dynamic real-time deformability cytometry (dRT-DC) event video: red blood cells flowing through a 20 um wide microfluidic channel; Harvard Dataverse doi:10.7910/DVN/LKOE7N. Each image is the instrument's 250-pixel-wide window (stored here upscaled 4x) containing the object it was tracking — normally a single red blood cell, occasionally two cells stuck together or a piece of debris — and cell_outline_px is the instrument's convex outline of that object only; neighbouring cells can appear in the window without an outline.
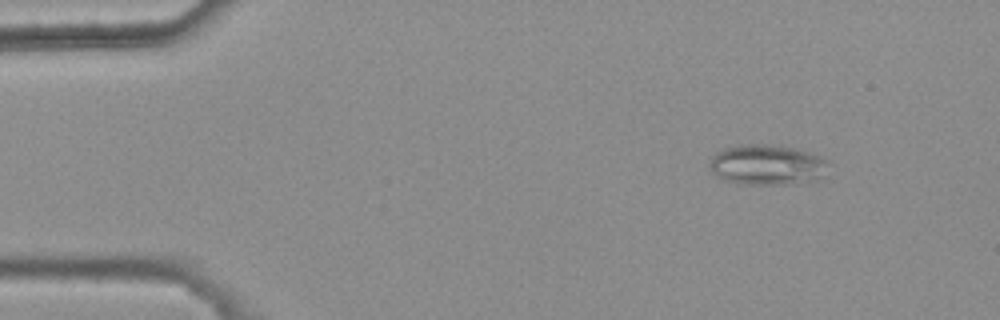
{"species": "common noctule bat (a hibernating species)", "species_latin": "Nyctalus noctula", "temperature_condition": "warm", "stored_images_in_passage": 4, "camera_frame_rate_fps": 3000, "um_per_image_px": 0.085, "animal": {"sex": "female", "body_mass_g": 25.1}, "frame": {"image": 1, "passage_image": 2, "time_ms": 0.333, "image_size_px": [1000, 320], "cell_outline_px": [[828, 164], [820, 176], [816, 180], [784, 184], [740, 184], [716, 176], [708, 168], [708, 164], [712, 156], [716, 152], [724, 148], [744, 144], [764, 144], [792, 148], [808, 152], [828, 160]], "centroid_in_image_um": [65.13, 14.0], "position_along_channel_um": 19.9, "area_um2": 27.63}}